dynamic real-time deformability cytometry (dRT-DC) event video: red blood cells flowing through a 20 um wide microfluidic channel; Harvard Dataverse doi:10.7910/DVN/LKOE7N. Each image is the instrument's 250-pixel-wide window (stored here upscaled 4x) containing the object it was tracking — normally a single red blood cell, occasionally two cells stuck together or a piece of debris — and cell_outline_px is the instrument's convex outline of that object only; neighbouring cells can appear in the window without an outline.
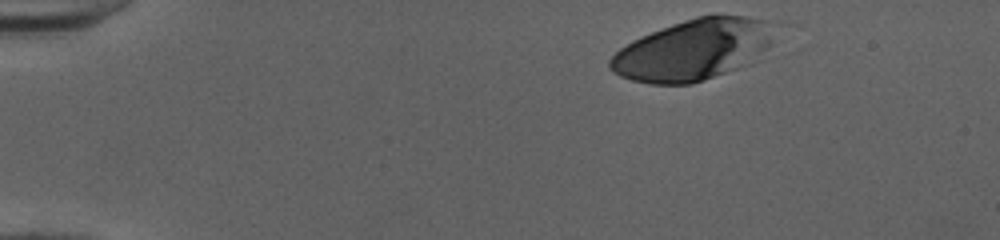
{"species": "human", "species_latin": "Homo sapiens", "temperature_condition": "cold", "stored_images_in_passage": 39, "camera_frame_rate_fps": 3000, "um_per_image_px": 0.085, "donor": {"sex": "female"}, "frame": {"image": 1, "passage_image": 1, "time_ms": 0.0, "image_size_px": [1000, 240], "cell_outline_px": [[796, 24], [768, 48], [736, 68], [704, 80], [692, 84], [648, 84], [632, 80], [620, 76], [612, 72], [608, 68], [608, 60], [620, 48], [632, 40], [640, 36], [672, 24], [696, 16], [712, 12], [716, 12], [780, 20]], "centroid_in_image_um": [59.18, 4.12], "position_along_channel_um": 25.8, "area_um2": 61.15}}
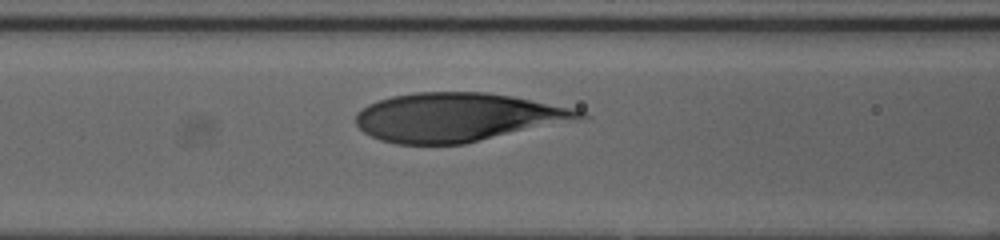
{"frame": {"image": 2, "passage_image": 16, "time_ms": 5.0, "image_size_px": [1000, 240], "cell_outline_px": [[592, 116], [588, 120], [464, 144], [396, 144], [380, 140], [364, 132], [356, 124], [356, 112], [368, 104], [392, 96], [416, 92], [484, 92], [512, 96], [568, 108], [584, 112]], "centroid_in_image_um": [38.98, 9.98], "position_along_channel_um": 127.6, "area_um2": 64.16}}
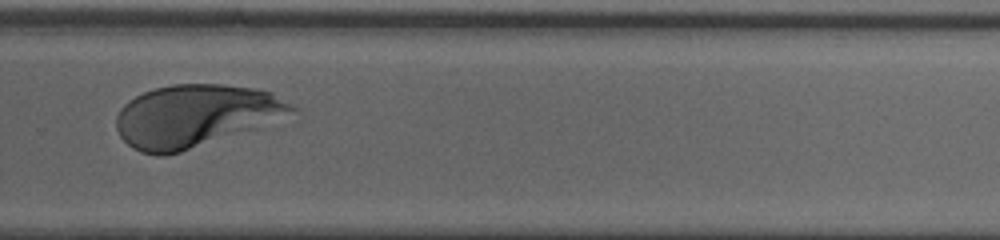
{"frame": {"image": 3, "passage_image": 30, "time_ms": 9.667, "image_size_px": [1000, 240], "cell_outline_px": [[300, 108], [252, 128], [180, 152], [164, 156], [156, 156], [140, 152], [132, 148], [120, 136], [116, 128], [116, 116], [120, 108], [128, 100], [144, 92], [156, 88], [172, 84], [220, 84], [252, 88], [272, 92]], "centroid_in_image_um": [16.51, 9.83], "position_along_channel_um": 313.3, "area_um2": 62.83}}